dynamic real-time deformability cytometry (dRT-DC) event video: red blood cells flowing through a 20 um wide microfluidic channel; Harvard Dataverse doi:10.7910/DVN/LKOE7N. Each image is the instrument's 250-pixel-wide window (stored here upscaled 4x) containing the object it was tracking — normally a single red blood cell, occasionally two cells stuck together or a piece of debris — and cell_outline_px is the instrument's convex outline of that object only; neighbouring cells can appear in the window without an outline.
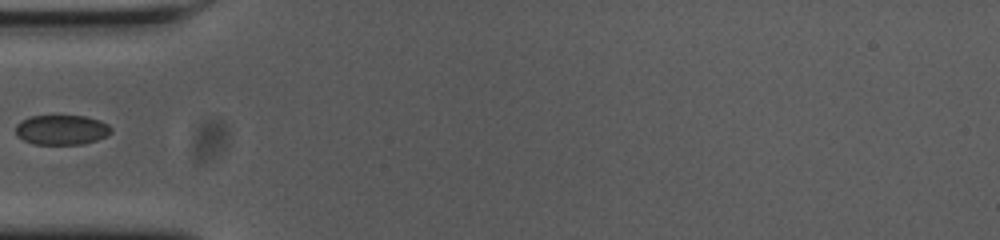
{"species": "common noctule bat (a hibernating species)", "species_latin": "Nyctalus noctula", "temperature_condition": "cold", "stored_images_in_passage": 38, "camera_frame_rate_fps": 3000, "um_per_image_px": 0.085, "animal": {"sex": "female", "body_mass_g": 23.0, "forearm_length_mm": 53.4}, "frame": {"image": 1, "passage_image": 1, "time_ms": 0.0, "image_size_px": [1000, 240], "cell_outline_px": [[112, 132], [108, 136], [84, 144], [36, 144], [24, 140], [16, 136], [16, 124], [20, 120], [32, 116], [84, 116], [100, 120], [108, 124], [112, 128]], "centroid_in_image_um": [5.26, 11.03], "position_along_channel_um": 79.7, "area_um2": 16.7}}
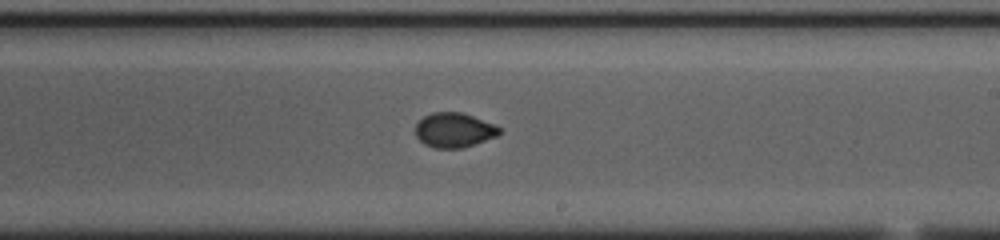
{"frame": {"image": 2, "passage_image": 15, "time_ms": 4.667, "image_size_px": [1000, 240], "cell_outline_px": [[500, 132], [496, 136], [460, 148], [436, 148], [424, 144], [416, 136], [416, 124], [424, 116], [432, 112], [460, 112], [496, 124], [500, 128]], "centroid_in_image_um": [38.58, 11.05], "position_along_channel_um": 250.4, "area_um2": 16.7}}
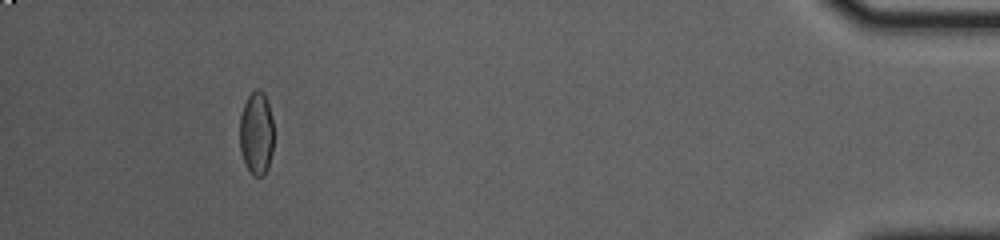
{"frame": {"image": 3, "passage_image": 34, "time_ms": 11.0, "image_size_px": [1000, 240], "cell_outline_px": [[272, 152], [268, 168], [264, 176], [252, 176], [244, 164], [240, 152], [240, 116], [244, 104], [248, 96], [256, 88], [260, 88], [264, 92], [268, 104], [272, 120]], "centroid_in_image_um": [21.78, 11.35], "position_along_channel_um": 413.4, "area_um2": 16.65}}